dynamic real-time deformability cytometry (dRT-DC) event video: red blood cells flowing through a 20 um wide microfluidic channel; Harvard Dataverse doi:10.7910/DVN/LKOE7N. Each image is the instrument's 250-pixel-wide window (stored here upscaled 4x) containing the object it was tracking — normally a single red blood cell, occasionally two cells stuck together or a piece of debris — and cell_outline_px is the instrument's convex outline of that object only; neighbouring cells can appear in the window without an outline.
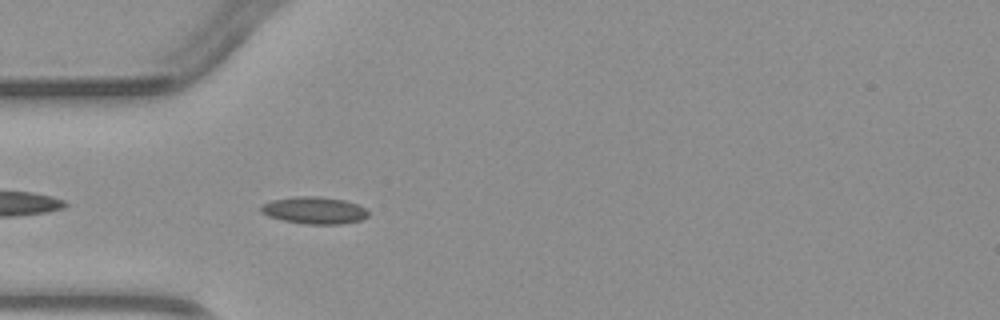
{"species": "common noctule bat (a hibernating species)", "species_latin": "Nyctalus noctula", "temperature_condition": "warm", "stored_images_in_passage": 5, "camera_frame_rate_fps": 3000, "um_per_image_px": 0.085, "animal": {"sex": "male", "body_mass_g": 23.1, "forearm_length_mm": 52.7}, "frame": {"image": 1, "passage_image": 5, "time_ms": 4.667, "image_size_px": [1000, 320], "cell_outline_px": [[368, 216], [360, 220], [340, 224], [304, 224], [284, 220], [268, 216], [260, 212], [260, 204], [272, 200], [296, 196], [320, 196], [344, 200], [356, 204], [364, 208], [368, 212]], "centroid_in_image_um": [26.67, 17.87], "position_along_channel_um": 58.3, "area_um2": 16.94}}